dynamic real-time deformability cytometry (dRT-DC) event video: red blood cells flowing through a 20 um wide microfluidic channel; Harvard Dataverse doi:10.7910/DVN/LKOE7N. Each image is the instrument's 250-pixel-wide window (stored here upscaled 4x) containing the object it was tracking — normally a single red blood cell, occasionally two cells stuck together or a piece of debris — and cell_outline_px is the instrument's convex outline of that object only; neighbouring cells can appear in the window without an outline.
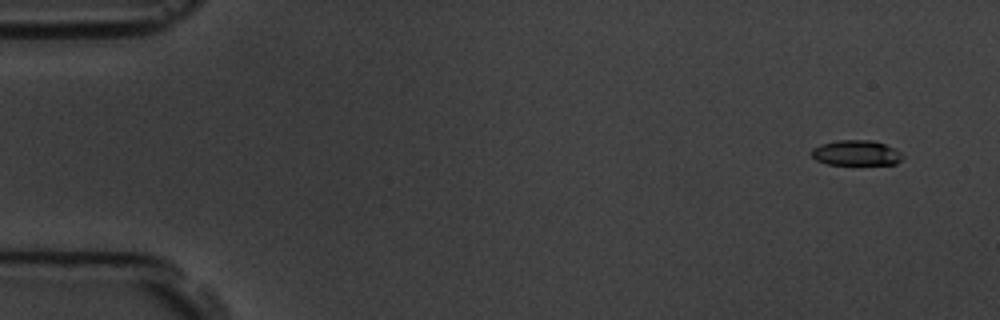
{"species": "common noctule bat (a hibernating species)", "species_latin": "Nyctalus noctula", "temperature_condition": "room temperature", "stored_images_in_passage": 4, "camera_frame_rate_fps": 3000, "um_per_image_px": 0.085, "animal": {"sex": "male", "body_mass_g": 19.5, "forearm_length_mm": 54.6}, "frame": {"image": 1, "passage_image": 1, "time_ms": 0.0, "image_size_px": [1000, 320], "cell_outline_px": [[904, 156], [896, 164], [828, 164], [816, 160], [808, 152], [812, 148], [820, 144], [836, 140], [872, 140], [896, 148]], "centroid_in_image_um": [72.75, 12.99], "position_along_channel_um": 12.3, "area_um2": 13.53}}
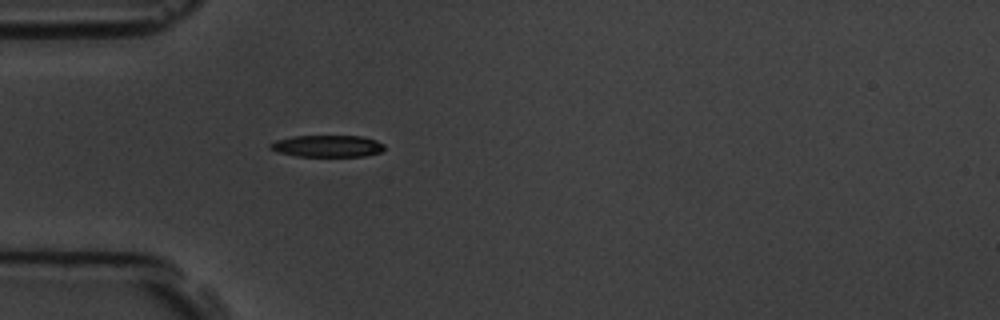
{"frame": {"image": 2, "passage_image": 4, "time_ms": 4.333, "image_size_px": [1000, 320], "cell_outline_px": [[384, 152], [364, 156], [296, 156], [276, 152], [268, 148], [268, 144], [276, 140], [292, 136], [364, 136], [376, 140], [384, 144]], "centroid_in_image_um": [27.82, 12.42], "position_along_channel_um": 57.2, "area_um2": 14.74}}